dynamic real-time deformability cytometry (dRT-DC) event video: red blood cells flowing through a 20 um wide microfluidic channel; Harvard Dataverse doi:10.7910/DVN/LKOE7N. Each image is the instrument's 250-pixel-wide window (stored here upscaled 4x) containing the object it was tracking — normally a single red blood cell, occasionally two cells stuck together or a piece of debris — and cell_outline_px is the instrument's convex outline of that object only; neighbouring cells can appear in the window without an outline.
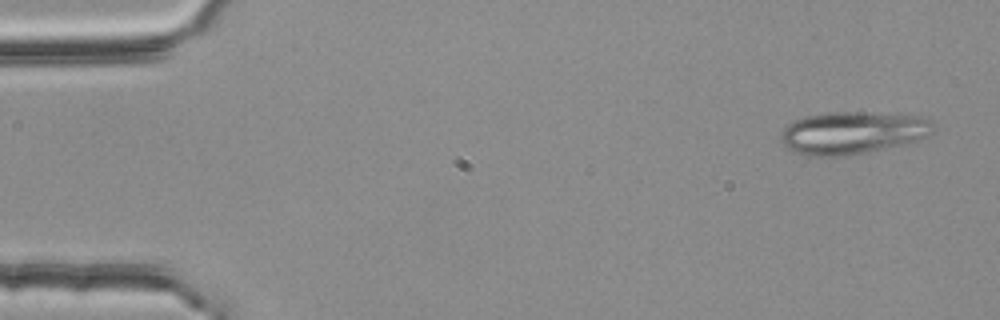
{"species": "common noctule bat (a hibernating species)", "species_latin": "Nyctalus noctula", "temperature_condition": "room temperature", "stored_images_in_passage": 3, "camera_frame_rate_fps": 3000, "um_per_image_px": 0.085, "animal": {"sex": "female", "body_mass_g": 25.1}, "frame": {"image": 1, "passage_image": 1, "time_ms": 0.0, "image_size_px": [1000, 320], "cell_outline_px": [[932, 132], [928, 136], [912, 144], [868, 152], [836, 156], [808, 156], [792, 152], [780, 140], [780, 136], [784, 128], [788, 124], [804, 116], [824, 112], [860, 112], [920, 116], [928, 120], [932, 124]], "centroid_in_image_um": [72.47, 11.3], "position_along_channel_um": 12.5, "area_um2": 38.03}}